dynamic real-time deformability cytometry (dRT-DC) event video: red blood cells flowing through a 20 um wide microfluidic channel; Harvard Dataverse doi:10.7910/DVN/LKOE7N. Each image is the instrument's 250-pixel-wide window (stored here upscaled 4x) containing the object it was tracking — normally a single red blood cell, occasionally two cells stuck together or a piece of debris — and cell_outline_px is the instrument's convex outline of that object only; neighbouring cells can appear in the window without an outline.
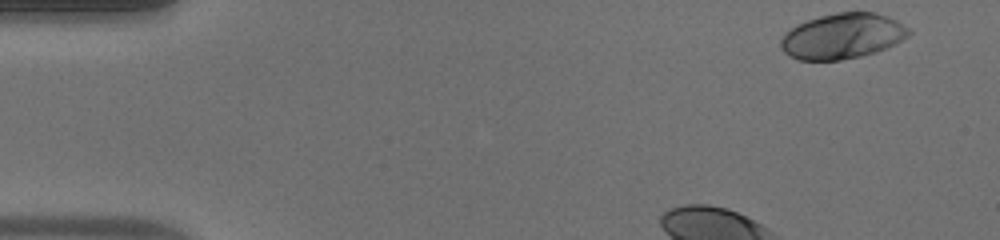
{"species": "human", "species_latin": "Homo sapiens", "temperature_condition": "warm", "stored_images_in_passage": 40, "camera_frame_rate_fps": 3000, "um_per_image_px": 0.085, "donor": {"sex": "male"}, "frame": {"image": 1, "passage_image": 1, "time_ms": 0.0, "image_size_px": [1000, 240], "cell_outline_px": [[912, 32], [908, 36], [896, 44], [876, 52], [860, 56], [840, 60], [800, 60], [784, 52], [780, 48], [780, 40], [784, 32], [808, 20], [820, 16], [836, 12], [872, 12], [888, 16], [896, 20], [908, 28]], "centroid_in_image_um": [71.62, 3.07], "position_along_channel_um": 13.4, "area_um2": 33.81}}
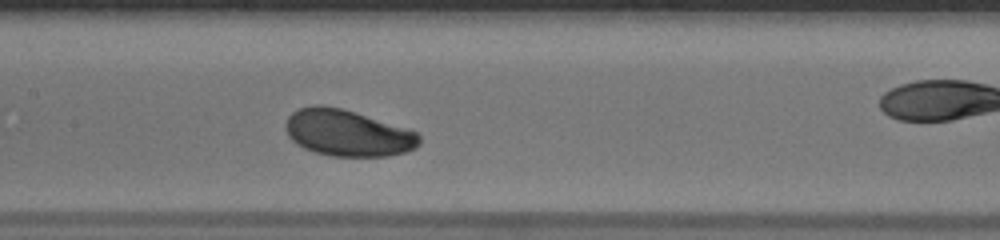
{"frame": {"image": 2, "passage_image": 20, "time_ms": 6.333, "image_size_px": [1000, 240], "cell_outline_px": [[420, 144], [416, 148], [408, 152], [388, 156], [332, 156], [316, 152], [304, 148], [296, 144], [288, 136], [284, 128], [284, 124], [288, 116], [292, 112], [300, 108], [312, 104], [324, 104], [340, 108], [408, 128], [416, 132], [420, 136]], "centroid_in_image_um": [29.53, 11.3], "position_along_channel_um": 177.9, "area_um2": 36.47}}
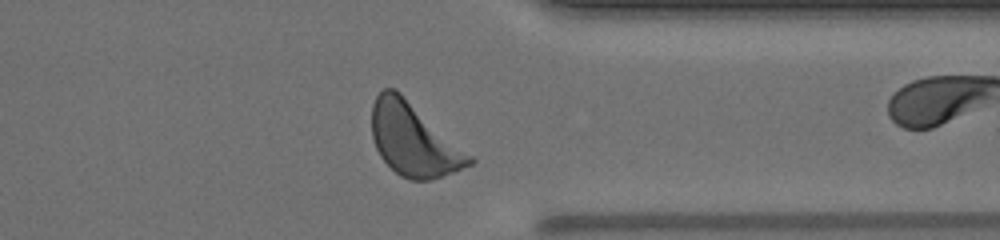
{"frame": {"image": 3, "passage_image": 36, "time_ms": 11.667, "image_size_px": [1000, 240], "cell_outline_px": [[476, 160], [472, 164], [452, 172], [428, 180], [408, 180], [400, 176], [380, 156], [376, 148], [372, 136], [372, 104], [376, 96], [384, 88], [396, 88], [472, 156]], "centroid_in_image_um": [35.13, 11.86], "position_along_channel_um": 376.3, "area_um2": 40.86}, "authors_computed_cell_mechanics": {"area_um2": 36.414, "velocity_mm_per_s": 3.7976, "shape_relaxation_time_tau1_ms": 0.9027, "shape_relaxation_time_tau2_ms": 7.2989, "deformation_change_tau1": 0.0719, "deformation_change_tau2": 0.1658}}